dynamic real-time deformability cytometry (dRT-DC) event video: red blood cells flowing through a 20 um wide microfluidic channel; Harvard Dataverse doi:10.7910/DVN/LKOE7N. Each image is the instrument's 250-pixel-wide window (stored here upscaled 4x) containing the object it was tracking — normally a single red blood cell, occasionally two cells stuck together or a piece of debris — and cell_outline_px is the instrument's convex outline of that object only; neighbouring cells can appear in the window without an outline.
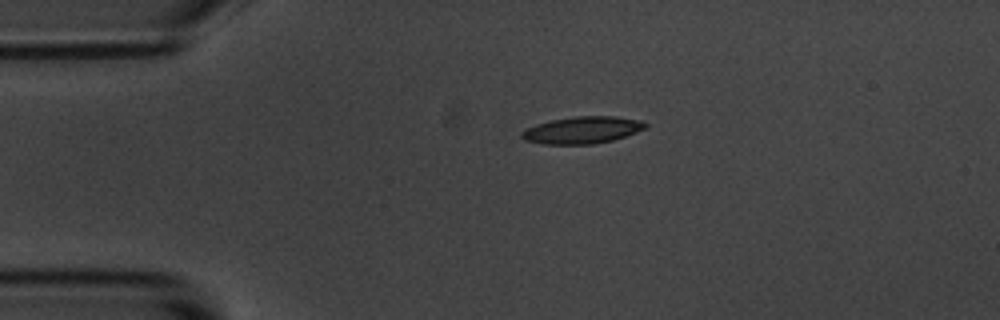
{"species": "common noctule bat (a hibernating species)", "species_latin": "Nyctalus noctula", "temperature_condition": "room temperature", "stored_images_in_passage": 44, "camera_frame_rate_fps": 3000, "um_per_image_px": 0.085, "animal": {"sex": "male", "body_mass_g": 20.1, "forearm_length_mm": 53.5}, "frame": {"image": 1, "passage_image": 1, "time_ms": 0.0, "image_size_px": [1000, 320], "cell_outline_px": [[648, 124], [644, 128], [636, 132], [612, 140], [592, 144], [544, 144], [524, 140], [520, 136], [520, 132], [524, 128], [536, 124], [552, 120], [572, 116], [616, 116], [640, 120]], "centroid_in_image_um": [49.44, 11.05], "position_along_channel_um": 35.6, "area_um2": 19.48}}
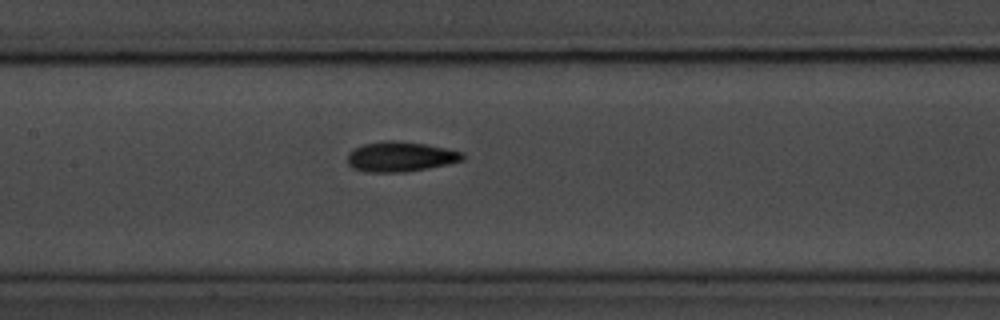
{"frame": {"image": 2, "passage_image": 15, "time_ms": 4.667, "image_size_px": [1000, 320], "cell_outline_px": [[464, 160], [448, 164], [428, 168], [404, 172], [364, 172], [352, 168], [348, 164], [348, 152], [352, 148], [364, 144], [388, 140], [392, 140], [424, 144], [464, 152]], "centroid_in_image_um": [34.01, 13.32], "position_along_channel_um": 173.4, "area_um2": 20.17}}
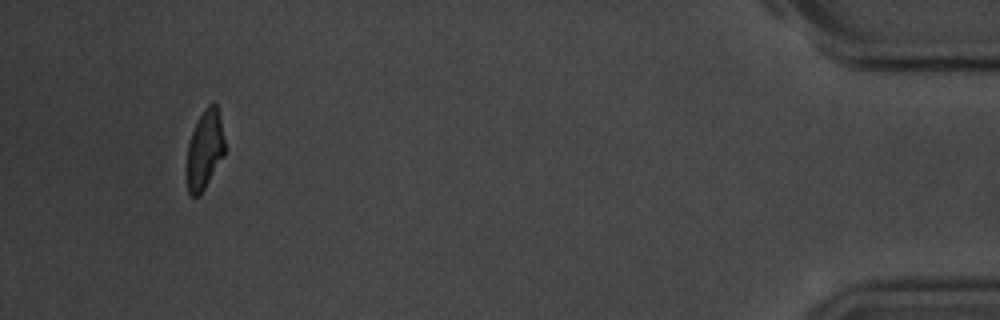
{"frame": {"image": 3, "passage_image": 41, "time_ms": 13.333, "image_size_px": [1000, 320], "cell_outline_px": [[224, 156], [204, 188], [196, 196], [192, 196], [188, 192], [188, 144], [192, 132], [204, 108], [208, 104], [216, 104], [220, 120], [224, 140]], "centroid_in_image_um": [17.41, 12.7], "position_along_channel_um": 417.8, "area_um2": 16.76}, "authors_computed_cell_mechanics": {"area_um2": 19.5364, "velocity_mm_per_s": 3.6656, "shape_relaxation_time_tau1_ms": 3.2633, "shape_relaxation_time_tau2_ms": 3.3735, "deformation_change_tau1": 0.1433, "deformation_change_tau2": 0.098}}